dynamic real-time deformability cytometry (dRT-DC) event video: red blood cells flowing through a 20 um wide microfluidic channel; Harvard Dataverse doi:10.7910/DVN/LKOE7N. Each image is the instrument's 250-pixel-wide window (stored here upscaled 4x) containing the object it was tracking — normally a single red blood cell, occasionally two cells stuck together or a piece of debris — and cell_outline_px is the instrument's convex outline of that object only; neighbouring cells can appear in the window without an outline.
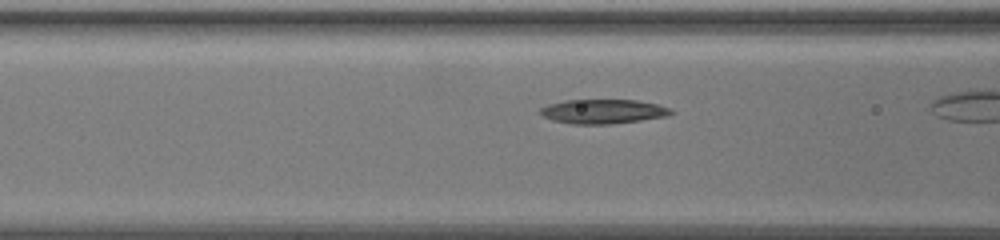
{"species": "common noctule bat (a hibernating species)", "species_latin": "Nyctalus noctula", "temperature_condition": "warm", "stored_images_in_passage": 29, "camera_frame_rate_fps": 3000, "um_per_image_px": 0.085, "animal": {"sex": "female", "body_mass_g": 19.5, "forearm_length_mm": 54.1}, "frame": {"image": 1, "passage_image": 6, "time_ms": 1.667, "image_size_px": [1000, 240], "cell_outline_px": [[676, 112], [668, 116], [612, 124], [572, 124], [552, 120], [536, 112], [540, 108], [548, 104], [564, 100], [636, 100], [656, 104], [672, 108]], "centroid_in_image_um": [51.26, 9.47], "position_along_channel_um": 115.3, "area_um2": 18.73}}
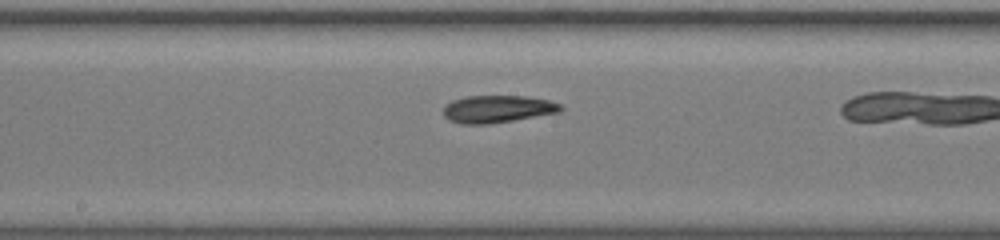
{"frame": {"image": 2, "passage_image": 14, "time_ms": 4.333, "image_size_px": [1000, 240], "cell_outline_px": [[564, 108], [560, 112], [488, 124], [460, 124], [448, 120], [444, 116], [444, 104], [452, 100], [464, 96], [524, 96], [548, 100], [560, 104]], "centroid_in_image_um": [42.24, 9.26], "position_along_channel_um": 206.0, "area_um2": 18.73}}
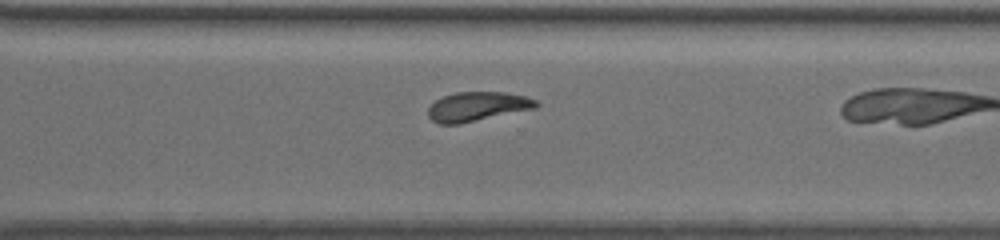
{"frame": {"image": 3, "passage_image": 25, "time_ms": 8.0, "image_size_px": [1000, 240], "cell_outline_px": [[540, 104], [536, 108], [460, 124], [440, 124], [432, 120], [428, 116], [428, 108], [436, 100], [444, 96], [456, 92], [508, 92], [524, 96], [536, 100]], "centroid_in_image_um": [40.59, 9.05], "position_along_channel_um": 330.0, "area_um2": 18.44}}